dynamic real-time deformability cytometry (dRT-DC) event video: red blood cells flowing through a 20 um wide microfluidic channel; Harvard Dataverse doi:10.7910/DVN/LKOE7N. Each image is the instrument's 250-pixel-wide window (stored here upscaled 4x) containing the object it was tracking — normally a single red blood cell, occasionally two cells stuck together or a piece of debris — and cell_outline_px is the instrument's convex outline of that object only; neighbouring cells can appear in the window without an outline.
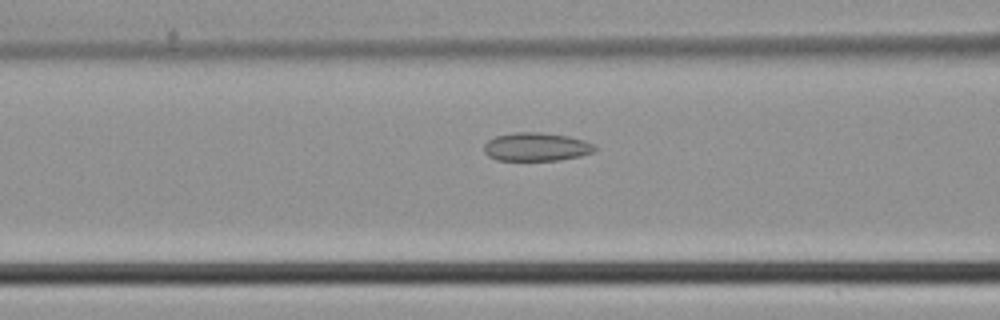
{"species": "common noctule bat (a hibernating species)", "species_latin": "Nyctalus noctula", "temperature_condition": "cold", "stored_images_in_passage": 8, "camera_frame_rate_fps": 3000, "um_per_image_px": 0.085, "animal": {"sex": "male", "body_mass_g": 21.5, "forearm_length_mm": 52.0}, "frame": {"image": 1, "passage_image": 6, "time_ms": 1.667, "image_size_px": [1000, 320], "cell_outline_px": [[596, 148], [592, 152], [580, 156], [560, 160], [496, 160], [488, 156], [484, 152], [484, 144], [488, 140], [496, 136], [512, 132], [540, 132], [568, 136], [584, 140], [596, 144]], "centroid_in_image_um": [45.58, 12.48], "position_along_channel_um": 121.0, "area_um2": 18.44}}